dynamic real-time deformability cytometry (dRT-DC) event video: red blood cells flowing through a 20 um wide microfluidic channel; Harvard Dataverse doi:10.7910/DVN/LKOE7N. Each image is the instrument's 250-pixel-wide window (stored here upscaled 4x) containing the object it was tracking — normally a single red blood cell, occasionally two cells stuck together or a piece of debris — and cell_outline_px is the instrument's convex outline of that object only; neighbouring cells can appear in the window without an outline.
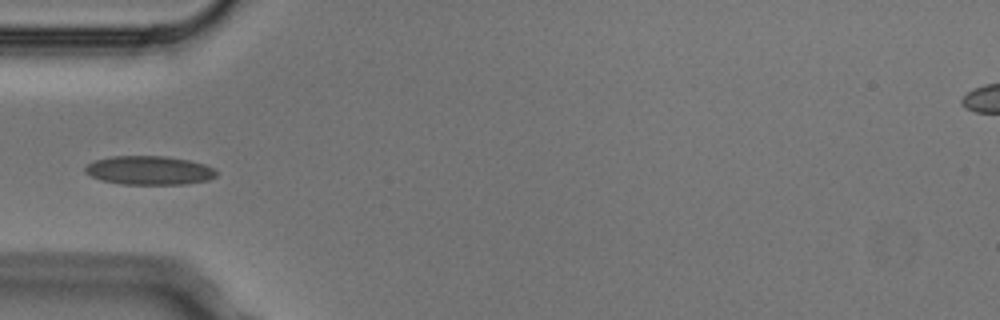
{"species": "Egyptian fruit bat (a non-hibernating species)", "species_latin": "Rousettus aegyptiacus", "temperature_condition": "cold", "stored_images_in_passage": 3, "camera_frame_rate_fps": 3000, "um_per_image_px": 0.085, "animal": {"sex": "male"}, "frame": {"image": 1, "passage_image": 3, "time_ms": 0.667, "image_size_px": [1000, 320], "cell_outline_px": [[216, 176], [208, 180], [184, 184], [120, 184], [100, 180], [84, 172], [84, 168], [88, 164], [96, 160], [112, 156], [168, 156], [188, 160], [204, 164], [212, 168], [216, 172]], "centroid_in_image_um": [12.66, 14.48], "position_along_channel_um": 72.3, "area_um2": 21.96}}